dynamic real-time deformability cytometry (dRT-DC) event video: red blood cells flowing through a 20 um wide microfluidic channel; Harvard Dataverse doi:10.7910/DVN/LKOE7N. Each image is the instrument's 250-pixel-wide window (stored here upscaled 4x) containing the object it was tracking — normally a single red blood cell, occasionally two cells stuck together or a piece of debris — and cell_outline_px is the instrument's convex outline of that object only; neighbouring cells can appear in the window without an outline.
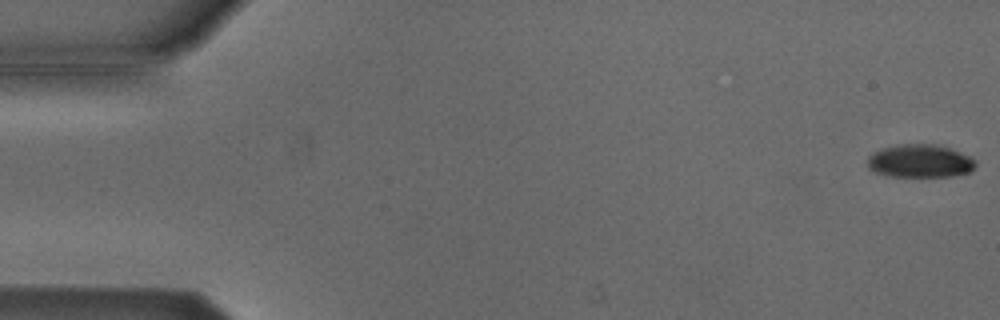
{"species": "Egyptian fruit bat (a non-hibernating species)", "species_latin": "Rousettus aegyptiacus", "temperature_condition": "cold", "stored_images_in_passage": 54, "camera_frame_rate_fps": 3000, "um_per_image_px": 0.085, "animal": {"sex": "male"}, "frame": {"image": 1, "passage_image": 1, "time_ms": 0.0, "image_size_px": [1000, 320], "cell_outline_px": [[976, 164], [972, 172], [952, 176], [888, 176], [876, 172], [868, 168], [868, 156], [884, 148], [900, 144], [936, 144], [972, 156], [976, 160]], "centroid_in_image_um": [78.25, 13.69], "position_along_channel_um": 6.7, "area_um2": 20.81}}
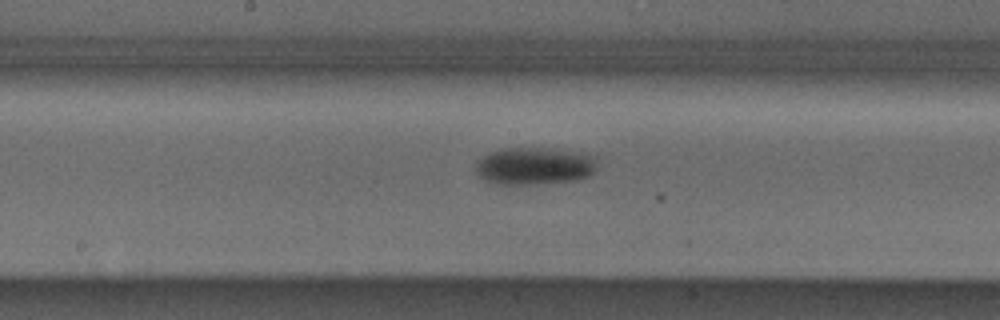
{"frame": {"image": 2, "passage_image": 28, "time_ms": 9.0, "image_size_px": [1000, 320], "cell_outline_px": [[596, 168], [588, 176], [576, 180], [532, 184], [496, 184], [484, 180], [476, 172], [476, 160], [480, 156], [488, 152], [504, 148], [548, 148], [580, 152], [596, 156]], "centroid_in_image_um": [45.39, 14.09], "position_along_channel_um": 202.8, "area_um2": 26.7}}
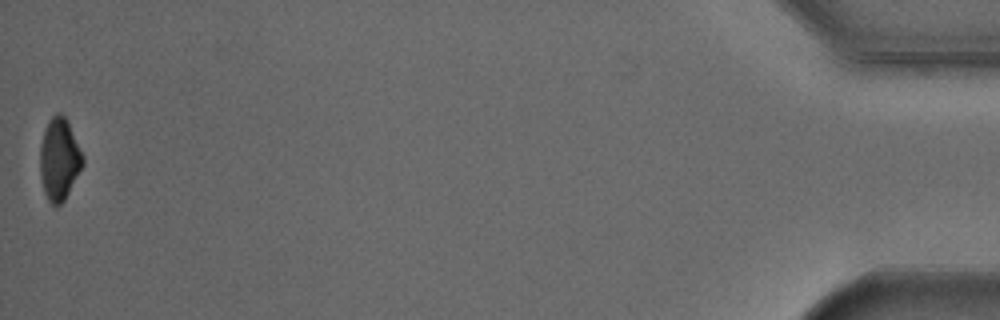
{"frame": {"image": 3, "passage_image": 54, "time_ms": 17.667, "image_size_px": [1000, 320], "cell_outline_px": [[84, 164], [64, 200], [56, 208], [48, 200], [44, 192], [40, 176], [40, 144], [48, 120], [56, 112], [60, 112], [64, 116], [84, 156]], "centroid_in_image_um": [5.03, 13.55], "position_along_channel_um": 430.2, "area_um2": 20.35}, "authors_computed_cell_mechanics": {"area_um2": 24.5072, "velocity_mm_per_s": 3.8031, "shape_relaxation_time_tau1_ms": 2.0846, "shape_relaxation_time_tau2_ms": null, "deformation_change_tau1": 0.0897, "deformation_change_tau2": null}}